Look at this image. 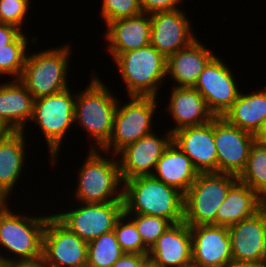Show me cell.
Masks as SVG:
<instances>
[{
    "label": "cell",
    "instance_id": "cell-37",
    "mask_svg": "<svg viewBox=\"0 0 266 267\" xmlns=\"http://www.w3.org/2000/svg\"><path fill=\"white\" fill-rule=\"evenodd\" d=\"M22 33L23 31L15 25L0 23V49L13 43Z\"/></svg>",
    "mask_w": 266,
    "mask_h": 267
},
{
    "label": "cell",
    "instance_id": "cell-46",
    "mask_svg": "<svg viewBox=\"0 0 266 267\" xmlns=\"http://www.w3.org/2000/svg\"><path fill=\"white\" fill-rule=\"evenodd\" d=\"M0 267H4V261L0 260Z\"/></svg>",
    "mask_w": 266,
    "mask_h": 267
},
{
    "label": "cell",
    "instance_id": "cell-3",
    "mask_svg": "<svg viewBox=\"0 0 266 267\" xmlns=\"http://www.w3.org/2000/svg\"><path fill=\"white\" fill-rule=\"evenodd\" d=\"M100 151L89 149L85 162L78 170L74 195L79 203L123 202L124 182L117 155L111 154L112 159H107Z\"/></svg>",
    "mask_w": 266,
    "mask_h": 267
},
{
    "label": "cell",
    "instance_id": "cell-33",
    "mask_svg": "<svg viewBox=\"0 0 266 267\" xmlns=\"http://www.w3.org/2000/svg\"><path fill=\"white\" fill-rule=\"evenodd\" d=\"M100 11L101 18L106 24L116 19L142 13L139 0H103Z\"/></svg>",
    "mask_w": 266,
    "mask_h": 267
},
{
    "label": "cell",
    "instance_id": "cell-24",
    "mask_svg": "<svg viewBox=\"0 0 266 267\" xmlns=\"http://www.w3.org/2000/svg\"><path fill=\"white\" fill-rule=\"evenodd\" d=\"M198 174L190 158L172 141L158 160L152 176L185 194Z\"/></svg>",
    "mask_w": 266,
    "mask_h": 267
},
{
    "label": "cell",
    "instance_id": "cell-16",
    "mask_svg": "<svg viewBox=\"0 0 266 267\" xmlns=\"http://www.w3.org/2000/svg\"><path fill=\"white\" fill-rule=\"evenodd\" d=\"M192 264L198 267H221L232 261L229 229L219 225L190 227Z\"/></svg>",
    "mask_w": 266,
    "mask_h": 267
},
{
    "label": "cell",
    "instance_id": "cell-10",
    "mask_svg": "<svg viewBox=\"0 0 266 267\" xmlns=\"http://www.w3.org/2000/svg\"><path fill=\"white\" fill-rule=\"evenodd\" d=\"M78 208L53 215L71 232L85 242H90L114 230L124 213V202L80 203Z\"/></svg>",
    "mask_w": 266,
    "mask_h": 267
},
{
    "label": "cell",
    "instance_id": "cell-23",
    "mask_svg": "<svg viewBox=\"0 0 266 267\" xmlns=\"http://www.w3.org/2000/svg\"><path fill=\"white\" fill-rule=\"evenodd\" d=\"M34 97L25 85L14 79L0 84V119L12 131H25L26 123L32 119Z\"/></svg>",
    "mask_w": 266,
    "mask_h": 267
},
{
    "label": "cell",
    "instance_id": "cell-13",
    "mask_svg": "<svg viewBox=\"0 0 266 267\" xmlns=\"http://www.w3.org/2000/svg\"><path fill=\"white\" fill-rule=\"evenodd\" d=\"M230 70L222 58L216 55L200 73L194 85L215 117H223L240 94Z\"/></svg>",
    "mask_w": 266,
    "mask_h": 267
},
{
    "label": "cell",
    "instance_id": "cell-8",
    "mask_svg": "<svg viewBox=\"0 0 266 267\" xmlns=\"http://www.w3.org/2000/svg\"><path fill=\"white\" fill-rule=\"evenodd\" d=\"M76 93L66 88L58 93L44 96L34 101L32 121L41 128L46 138L50 162L57 163L62 139L74 125ZM59 154V155H57Z\"/></svg>",
    "mask_w": 266,
    "mask_h": 267
},
{
    "label": "cell",
    "instance_id": "cell-31",
    "mask_svg": "<svg viewBox=\"0 0 266 267\" xmlns=\"http://www.w3.org/2000/svg\"><path fill=\"white\" fill-rule=\"evenodd\" d=\"M125 215L135 224L144 245L149 250L157 242L158 238L172 225L168 219L160 216L144 214Z\"/></svg>",
    "mask_w": 266,
    "mask_h": 267
},
{
    "label": "cell",
    "instance_id": "cell-2",
    "mask_svg": "<svg viewBox=\"0 0 266 267\" xmlns=\"http://www.w3.org/2000/svg\"><path fill=\"white\" fill-rule=\"evenodd\" d=\"M89 85L76 92L74 123L81 125L95 140L90 149L101 150L108 142L113 131L115 110L118 101L112 90L108 89L99 77L93 75Z\"/></svg>",
    "mask_w": 266,
    "mask_h": 267
},
{
    "label": "cell",
    "instance_id": "cell-36",
    "mask_svg": "<svg viewBox=\"0 0 266 267\" xmlns=\"http://www.w3.org/2000/svg\"><path fill=\"white\" fill-rule=\"evenodd\" d=\"M148 254L124 253L111 267H147Z\"/></svg>",
    "mask_w": 266,
    "mask_h": 267
},
{
    "label": "cell",
    "instance_id": "cell-7",
    "mask_svg": "<svg viewBox=\"0 0 266 267\" xmlns=\"http://www.w3.org/2000/svg\"><path fill=\"white\" fill-rule=\"evenodd\" d=\"M238 176L222 172H199L184 194V222L189 226L216 225L219 206Z\"/></svg>",
    "mask_w": 266,
    "mask_h": 267
},
{
    "label": "cell",
    "instance_id": "cell-29",
    "mask_svg": "<svg viewBox=\"0 0 266 267\" xmlns=\"http://www.w3.org/2000/svg\"><path fill=\"white\" fill-rule=\"evenodd\" d=\"M124 254L114 231L88 242L87 267H111Z\"/></svg>",
    "mask_w": 266,
    "mask_h": 267
},
{
    "label": "cell",
    "instance_id": "cell-4",
    "mask_svg": "<svg viewBox=\"0 0 266 267\" xmlns=\"http://www.w3.org/2000/svg\"><path fill=\"white\" fill-rule=\"evenodd\" d=\"M9 206L0 210V246L12 255L0 260H35L43 256V236L48 218L52 215L25 216L11 212ZM14 257V258H13Z\"/></svg>",
    "mask_w": 266,
    "mask_h": 267
},
{
    "label": "cell",
    "instance_id": "cell-9",
    "mask_svg": "<svg viewBox=\"0 0 266 267\" xmlns=\"http://www.w3.org/2000/svg\"><path fill=\"white\" fill-rule=\"evenodd\" d=\"M129 98L128 103L117 104L111 137L101 149V152L104 151L107 155L111 153L116 155L125 146L153 132L152 121L158 97L130 96Z\"/></svg>",
    "mask_w": 266,
    "mask_h": 267
},
{
    "label": "cell",
    "instance_id": "cell-18",
    "mask_svg": "<svg viewBox=\"0 0 266 267\" xmlns=\"http://www.w3.org/2000/svg\"><path fill=\"white\" fill-rule=\"evenodd\" d=\"M151 267H186L192 264L190 227L184 222L172 224L151 247Z\"/></svg>",
    "mask_w": 266,
    "mask_h": 267
},
{
    "label": "cell",
    "instance_id": "cell-38",
    "mask_svg": "<svg viewBox=\"0 0 266 267\" xmlns=\"http://www.w3.org/2000/svg\"><path fill=\"white\" fill-rule=\"evenodd\" d=\"M4 267H46L43 258L35 260L6 261Z\"/></svg>",
    "mask_w": 266,
    "mask_h": 267
},
{
    "label": "cell",
    "instance_id": "cell-44",
    "mask_svg": "<svg viewBox=\"0 0 266 267\" xmlns=\"http://www.w3.org/2000/svg\"><path fill=\"white\" fill-rule=\"evenodd\" d=\"M263 219H264L265 230H266V213H263Z\"/></svg>",
    "mask_w": 266,
    "mask_h": 267
},
{
    "label": "cell",
    "instance_id": "cell-43",
    "mask_svg": "<svg viewBox=\"0 0 266 267\" xmlns=\"http://www.w3.org/2000/svg\"><path fill=\"white\" fill-rule=\"evenodd\" d=\"M263 213H266V192L261 196V207Z\"/></svg>",
    "mask_w": 266,
    "mask_h": 267
},
{
    "label": "cell",
    "instance_id": "cell-34",
    "mask_svg": "<svg viewBox=\"0 0 266 267\" xmlns=\"http://www.w3.org/2000/svg\"><path fill=\"white\" fill-rule=\"evenodd\" d=\"M28 0H0L1 23H8L22 29L30 9Z\"/></svg>",
    "mask_w": 266,
    "mask_h": 267
},
{
    "label": "cell",
    "instance_id": "cell-20",
    "mask_svg": "<svg viewBox=\"0 0 266 267\" xmlns=\"http://www.w3.org/2000/svg\"><path fill=\"white\" fill-rule=\"evenodd\" d=\"M104 34L109 46L107 51L114 59L122 52H128L150 44V14L140 13L136 16L113 20L106 26Z\"/></svg>",
    "mask_w": 266,
    "mask_h": 267
},
{
    "label": "cell",
    "instance_id": "cell-27",
    "mask_svg": "<svg viewBox=\"0 0 266 267\" xmlns=\"http://www.w3.org/2000/svg\"><path fill=\"white\" fill-rule=\"evenodd\" d=\"M223 117L230 124L257 136L266 122V95L258 90L250 94L241 91Z\"/></svg>",
    "mask_w": 266,
    "mask_h": 267
},
{
    "label": "cell",
    "instance_id": "cell-26",
    "mask_svg": "<svg viewBox=\"0 0 266 267\" xmlns=\"http://www.w3.org/2000/svg\"><path fill=\"white\" fill-rule=\"evenodd\" d=\"M25 140L24 131H12L0 140V191L7 198L25 169Z\"/></svg>",
    "mask_w": 266,
    "mask_h": 267
},
{
    "label": "cell",
    "instance_id": "cell-11",
    "mask_svg": "<svg viewBox=\"0 0 266 267\" xmlns=\"http://www.w3.org/2000/svg\"><path fill=\"white\" fill-rule=\"evenodd\" d=\"M88 243L64 226L53 214L43 236L46 267H87Z\"/></svg>",
    "mask_w": 266,
    "mask_h": 267
},
{
    "label": "cell",
    "instance_id": "cell-47",
    "mask_svg": "<svg viewBox=\"0 0 266 267\" xmlns=\"http://www.w3.org/2000/svg\"><path fill=\"white\" fill-rule=\"evenodd\" d=\"M186 267H198V266L191 264V265H188Z\"/></svg>",
    "mask_w": 266,
    "mask_h": 267
},
{
    "label": "cell",
    "instance_id": "cell-41",
    "mask_svg": "<svg viewBox=\"0 0 266 267\" xmlns=\"http://www.w3.org/2000/svg\"><path fill=\"white\" fill-rule=\"evenodd\" d=\"M256 137L263 143H266V122L263 126V129L258 133Z\"/></svg>",
    "mask_w": 266,
    "mask_h": 267
},
{
    "label": "cell",
    "instance_id": "cell-45",
    "mask_svg": "<svg viewBox=\"0 0 266 267\" xmlns=\"http://www.w3.org/2000/svg\"><path fill=\"white\" fill-rule=\"evenodd\" d=\"M265 89H260V92H262L264 95H266V85L264 87Z\"/></svg>",
    "mask_w": 266,
    "mask_h": 267
},
{
    "label": "cell",
    "instance_id": "cell-21",
    "mask_svg": "<svg viewBox=\"0 0 266 267\" xmlns=\"http://www.w3.org/2000/svg\"><path fill=\"white\" fill-rule=\"evenodd\" d=\"M215 56L196 39L167 58L166 75L175 82L173 87H194L200 73Z\"/></svg>",
    "mask_w": 266,
    "mask_h": 267
},
{
    "label": "cell",
    "instance_id": "cell-12",
    "mask_svg": "<svg viewBox=\"0 0 266 267\" xmlns=\"http://www.w3.org/2000/svg\"><path fill=\"white\" fill-rule=\"evenodd\" d=\"M217 150V172L239 176L245 169L256 135L230 124L224 117L213 118Z\"/></svg>",
    "mask_w": 266,
    "mask_h": 267
},
{
    "label": "cell",
    "instance_id": "cell-28",
    "mask_svg": "<svg viewBox=\"0 0 266 267\" xmlns=\"http://www.w3.org/2000/svg\"><path fill=\"white\" fill-rule=\"evenodd\" d=\"M238 180L262 196L266 192V143L257 137L251 143V149L245 169Z\"/></svg>",
    "mask_w": 266,
    "mask_h": 267
},
{
    "label": "cell",
    "instance_id": "cell-30",
    "mask_svg": "<svg viewBox=\"0 0 266 267\" xmlns=\"http://www.w3.org/2000/svg\"><path fill=\"white\" fill-rule=\"evenodd\" d=\"M29 38L22 33L13 43L0 49V74L20 79L27 56Z\"/></svg>",
    "mask_w": 266,
    "mask_h": 267
},
{
    "label": "cell",
    "instance_id": "cell-6",
    "mask_svg": "<svg viewBox=\"0 0 266 267\" xmlns=\"http://www.w3.org/2000/svg\"><path fill=\"white\" fill-rule=\"evenodd\" d=\"M70 45L27 53L19 80L34 99L58 93L69 87L67 76L72 53Z\"/></svg>",
    "mask_w": 266,
    "mask_h": 267
},
{
    "label": "cell",
    "instance_id": "cell-1",
    "mask_svg": "<svg viewBox=\"0 0 266 267\" xmlns=\"http://www.w3.org/2000/svg\"><path fill=\"white\" fill-rule=\"evenodd\" d=\"M124 214L160 216L172 224L184 221V194L152 175L124 181Z\"/></svg>",
    "mask_w": 266,
    "mask_h": 267
},
{
    "label": "cell",
    "instance_id": "cell-14",
    "mask_svg": "<svg viewBox=\"0 0 266 267\" xmlns=\"http://www.w3.org/2000/svg\"><path fill=\"white\" fill-rule=\"evenodd\" d=\"M172 141L173 134L169 130L163 137L153 131L120 150L116 155H121L117 158L123 182L137 176L152 175L158 160Z\"/></svg>",
    "mask_w": 266,
    "mask_h": 267
},
{
    "label": "cell",
    "instance_id": "cell-40",
    "mask_svg": "<svg viewBox=\"0 0 266 267\" xmlns=\"http://www.w3.org/2000/svg\"><path fill=\"white\" fill-rule=\"evenodd\" d=\"M11 132L10 127L0 119V140L6 138Z\"/></svg>",
    "mask_w": 266,
    "mask_h": 267
},
{
    "label": "cell",
    "instance_id": "cell-17",
    "mask_svg": "<svg viewBox=\"0 0 266 267\" xmlns=\"http://www.w3.org/2000/svg\"><path fill=\"white\" fill-rule=\"evenodd\" d=\"M231 237L232 260L266 267V230L263 212L228 227Z\"/></svg>",
    "mask_w": 266,
    "mask_h": 267
},
{
    "label": "cell",
    "instance_id": "cell-19",
    "mask_svg": "<svg viewBox=\"0 0 266 267\" xmlns=\"http://www.w3.org/2000/svg\"><path fill=\"white\" fill-rule=\"evenodd\" d=\"M173 142L190 158L198 172H217L213 119L203 125L175 131Z\"/></svg>",
    "mask_w": 266,
    "mask_h": 267
},
{
    "label": "cell",
    "instance_id": "cell-32",
    "mask_svg": "<svg viewBox=\"0 0 266 267\" xmlns=\"http://www.w3.org/2000/svg\"><path fill=\"white\" fill-rule=\"evenodd\" d=\"M113 231L124 253L149 254L135 224L124 213L117 220Z\"/></svg>",
    "mask_w": 266,
    "mask_h": 267
},
{
    "label": "cell",
    "instance_id": "cell-42",
    "mask_svg": "<svg viewBox=\"0 0 266 267\" xmlns=\"http://www.w3.org/2000/svg\"><path fill=\"white\" fill-rule=\"evenodd\" d=\"M9 199L0 191V210L4 208L7 204Z\"/></svg>",
    "mask_w": 266,
    "mask_h": 267
},
{
    "label": "cell",
    "instance_id": "cell-25",
    "mask_svg": "<svg viewBox=\"0 0 266 267\" xmlns=\"http://www.w3.org/2000/svg\"><path fill=\"white\" fill-rule=\"evenodd\" d=\"M261 207V196L239 180L229 189L226 199L219 206L216 225L230 227L255 215Z\"/></svg>",
    "mask_w": 266,
    "mask_h": 267
},
{
    "label": "cell",
    "instance_id": "cell-39",
    "mask_svg": "<svg viewBox=\"0 0 266 267\" xmlns=\"http://www.w3.org/2000/svg\"><path fill=\"white\" fill-rule=\"evenodd\" d=\"M221 267H265V266L254 264V263L236 262L232 260L230 262H227L225 265Z\"/></svg>",
    "mask_w": 266,
    "mask_h": 267
},
{
    "label": "cell",
    "instance_id": "cell-5",
    "mask_svg": "<svg viewBox=\"0 0 266 267\" xmlns=\"http://www.w3.org/2000/svg\"><path fill=\"white\" fill-rule=\"evenodd\" d=\"M130 96L158 97L166 76L167 58L151 44L118 54L114 59ZM163 80V81H162Z\"/></svg>",
    "mask_w": 266,
    "mask_h": 267
},
{
    "label": "cell",
    "instance_id": "cell-15",
    "mask_svg": "<svg viewBox=\"0 0 266 267\" xmlns=\"http://www.w3.org/2000/svg\"><path fill=\"white\" fill-rule=\"evenodd\" d=\"M150 19V44L165 58L198 39L190 27L192 26L191 21L182 9L156 12L150 15Z\"/></svg>",
    "mask_w": 266,
    "mask_h": 267
},
{
    "label": "cell",
    "instance_id": "cell-35",
    "mask_svg": "<svg viewBox=\"0 0 266 267\" xmlns=\"http://www.w3.org/2000/svg\"><path fill=\"white\" fill-rule=\"evenodd\" d=\"M184 0H139L143 13L153 14L156 12L172 11L179 9Z\"/></svg>",
    "mask_w": 266,
    "mask_h": 267
},
{
    "label": "cell",
    "instance_id": "cell-22",
    "mask_svg": "<svg viewBox=\"0 0 266 267\" xmlns=\"http://www.w3.org/2000/svg\"><path fill=\"white\" fill-rule=\"evenodd\" d=\"M169 98L168 110L176 126L175 131L210 122L215 116L208 109L205 99L194 87H173Z\"/></svg>",
    "mask_w": 266,
    "mask_h": 267
}]
</instances>
